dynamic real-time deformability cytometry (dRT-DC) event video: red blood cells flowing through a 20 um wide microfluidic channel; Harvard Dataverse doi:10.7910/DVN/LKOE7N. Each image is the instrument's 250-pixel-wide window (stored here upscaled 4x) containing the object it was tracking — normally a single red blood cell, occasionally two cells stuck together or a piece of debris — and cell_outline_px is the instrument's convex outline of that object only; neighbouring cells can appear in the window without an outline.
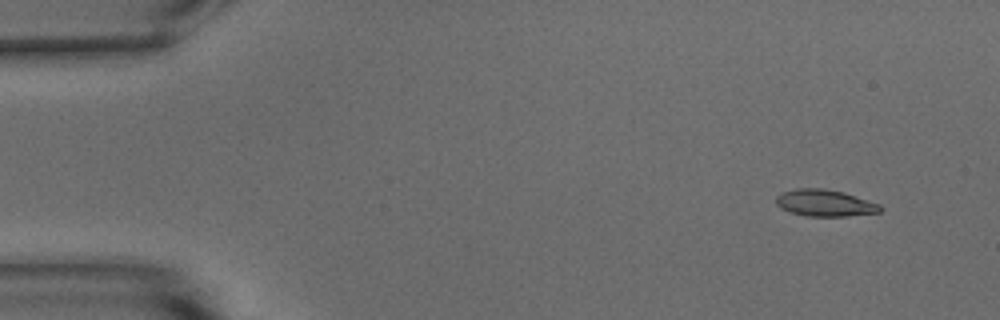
{"species": "common noctule bat (a hibernating species)", "species_latin": "Nyctalus noctula", "temperature_condition": "warm", "stored_images_in_passage": 54, "camera_frame_rate_fps": 3000, "um_per_image_px": 0.085, "animal": {"sex": "male", "body_mass_g": 15.6}, "frame": {"image": 1, "passage_image": 4, "time_ms": 1.0, "image_size_px": [1000, 320], "cell_outline_px": [[884, 208], [880, 212], [848, 216], [804, 216], [788, 212], [780, 208], [776, 204], [776, 196], [784, 192], [796, 188], [824, 188], [844, 192], [880, 204]], "centroid_in_image_um": [70.11, 17.26], "position_along_channel_um": 14.9, "area_um2": 16.42}}
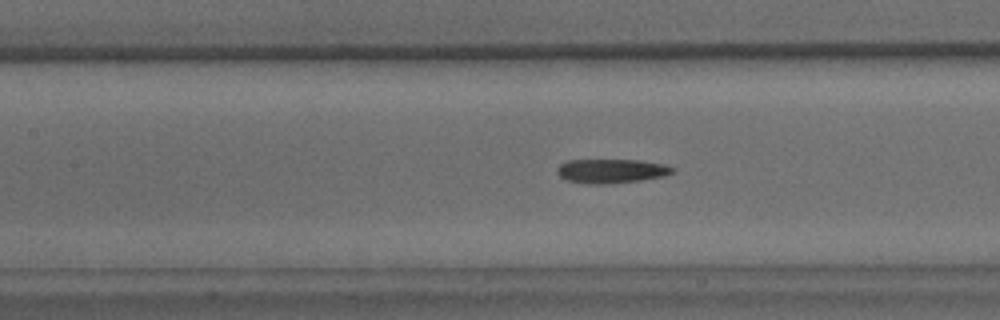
{"frame": {"image": 2, "passage_image": 24, "time_ms": 7.667, "image_size_px": [1000, 320], "cell_outline_px": [[676, 172], [664, 176], [640, 180], [608, 184], [588, 184], [568, 180], [560, 176], [556, 172], [556, 168], [560, 164], [568, 160], [640, 160], [664, 164], [676, 168]], "centroid_in_image_um": [51.99, 14.53], "position_along_channel_um": 155.4, "area_um2": 16.36}}
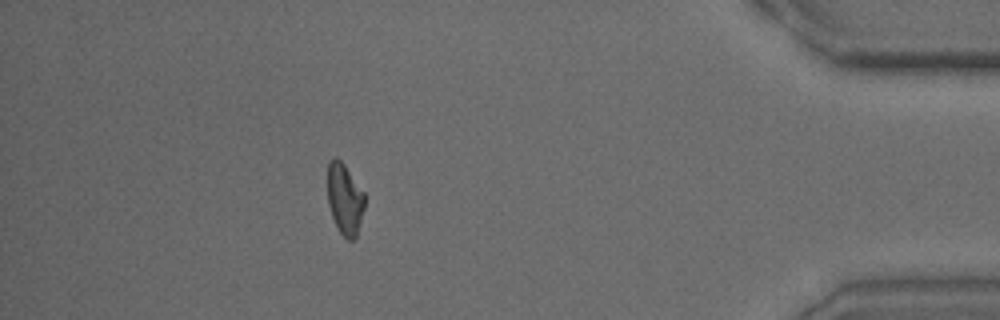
{"frame": {"image": 3, "passage_image": 48, "time_ms": 15.667, "image_size_px": [1000, 320], "cell_outline_px": [[364, 208], [356, 236], [352, 240], [348, 240], [340, 232], [332, 216], [328, 204], [328, 160], [336, 156], [344, 164], [364, 192]], "centroid_in_image_um": [29.29, 16.88], "position_along_channel_um": 405.9, "area_um2": 15.2}, "authors_computed_cell_mechanics": {"area_um2": 16.2707, "velocity_mm_per_s": 3.7349, "shape_relaxation_time_tau1_ms": null, "shape_relaxation_time_tau2_ms": 4.3601, "deformation_change_tau1": null, "deformation_change_tau2": 0.1429}}